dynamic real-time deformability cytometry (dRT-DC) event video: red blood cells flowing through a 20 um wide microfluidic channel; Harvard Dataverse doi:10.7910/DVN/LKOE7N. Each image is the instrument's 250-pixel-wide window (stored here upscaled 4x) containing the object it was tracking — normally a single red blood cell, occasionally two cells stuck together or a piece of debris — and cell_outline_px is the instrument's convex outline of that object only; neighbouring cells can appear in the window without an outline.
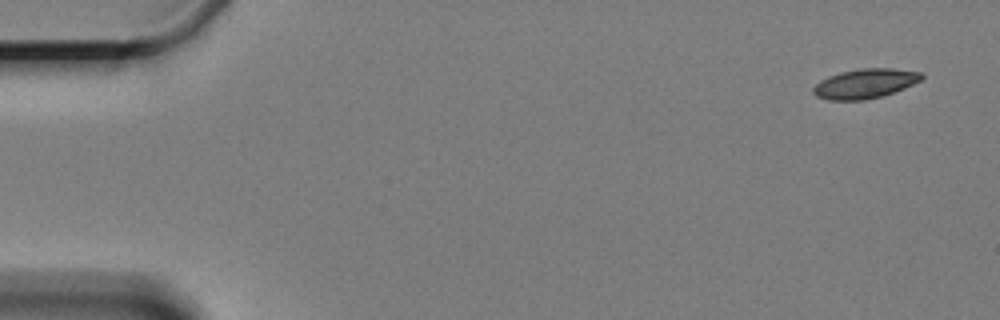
{"species": "Egyptian fruit bat (a non-hibernating species)", "species_latin": "Rousettus aegyptiacus", "temperature_condition": "cold", "stored_images_in_passage": 5, "camera_frame_rate_fps": 3000, "um_per_image_px": 0.085, "animal": {"sex": "female"}, "frame": {"image": 1, "passage_image": 1, "time_ms": 0.0, "image_size_px": [1000, 320], "cell_outline_px": [[924, 76], [920, 80], [904, 88], [880, 96], [864, 100], [828, 100], [816, 96], [812, 92], [812, 88], [820, 80], [828, 76], [840, 72], [860, 68], [892, 68], [920, 72]], "centroid_in_image_um": [73.48, 7.1], "position_along_channel_um": 11.5, "area_um2": 18.55}}
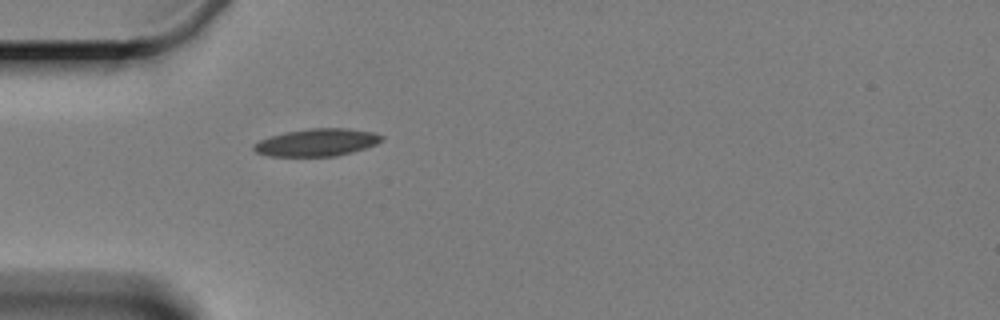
{"frame": {"image": 2, "passage_image": 5, "time_ms": 5.0, "image_size_px": [1000, 320], "cell_outline_px": [[384, 140], [376, 144], [352, 152], [336, 156], [268, 156], [256, 152], [252, 148], [252, 144], [260, 140], [284, 132], [308, 128], [348, 128], [372, 132], [384, 136]], "centroid_in_image_um": [26.93, 12.1], "position_along_channel_um": 58.1, "area_um2": 20.52}}